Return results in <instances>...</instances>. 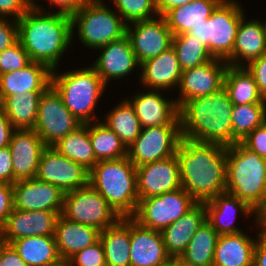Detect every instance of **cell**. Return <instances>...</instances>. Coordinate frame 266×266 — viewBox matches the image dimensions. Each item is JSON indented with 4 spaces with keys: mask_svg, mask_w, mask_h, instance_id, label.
<instances>
[{
    "mask_svg": "<svg viewBox=\"0 0 266 266\" xmlns=\"http://www.w3.org/2000/svg\"><path fill=\"white\" fill-rule=\"evenodd\" d=\"M16 129L12 126L4 110L0 111V148L8 147Z\"/></svg>",
    "mask_w": 266,
    "mask_h": 266,
    "instance_id": "cell-52",
    "label": "cell"
},
{
    "mask_svg": "<svg viewBox=\"0 0 266 266\" xmlns=\"http://www.w3.org/2000/svg\"><path fill=\"white\" fill-rule=\"evenodd\" d=\"M165 91L135 92L126 99L134 108L142 128L153 126H180L179 107L175 98H165Z\"/></svg>",
    "mask_w": 266,
    "mask_h": 266,
    "instance_id": "cell-17",
    "label": "cell"
},
{
    "mask_svg": "<svg viewBox=\"0 0 266 266\" xmlns=\"http://www.w3.org/2000/svg\"><path fill=\"white\" fill-rule=\"evenodd\" d=\"M206 221L204 203H197L180 219L171 223L161 233L167 254L178 259L187 248L191 238Z\"/></svg>",
    "mask_w": 266,
    "mask_h": 266,
    "instance_id": "cell-26",
    "label": "cell"
},
{
    "mask_svg": "<svg viewBox=\"0 0 266 266\" xmlns=\"http://www.w3.org/2000/svg\"><path fill=\"white\" fill-rule=\"evenodd\" d=\"M256 240L246 231L219 235L213 266H253Z\"/></svg>",
    "mask_w": 266,
    "mask_h": 266,
    "instance_id": "cell-29",
    "label": "cell"
},
{
    "mask_svg": "<svg viewBox=\"0 0 266 266\" xmlns=\"http://www.w3.org/2000/svg\"><path fill=\"white\" fill-rule=\"evenodd\" d=\"M258 19L242 17L232 51V66H246L266 52V37L263 23Z\"/></svg>",
    "mask_w": 266,
    "mask_h": 266,
    "instance_id": "cell-27",
    "label": "cell"
},
{
    "mask_svg": "<svg viewBox=\"0 0 266 266\" xmlns=\"http://www.w3.org/2000/svg\"><path fill=\"white\" fill-rule=\"evenodd\" d=\"M106 266H130V217H122L99 234Z\"/></svg>",
    "mask_w": 266,
    "mask_h": 266,
    "instance_id": "cell-30",
    "label": "cell"
},
{
    "mask_svg": "<svg viewBox=\"0 0 266 266\" xmlns=\"http://www.w3.org/2000/svg\"><path fill=\"white\" fill-rule=\"evenodd\" d=\"M33 6V0H0V17L19 20Z\"/></svg>",
    "mask_w": 266,
    "mask_h": 266,
    "instance_id": "cell-44",
    "label": "cell"
},
{
    "mask_svg": "<svg viewBox=\"0 0 266 266\" xmlns=\"http://www.w3.org/2000/svg\"><path fill=\"white\" fill-rule=\"evenodd\" d=\"M126 35L139 64L172 47L173 33L163 16L127 24Z\"/></svg>",
    "mask_w": 266,
    "mask_h": 266,
    "instance_id": "cell-14",
    "label": "cell"
},
{
    "mask_svg": "<svg viewBox=\"0 0 266 266\" xmlns=\"http://www.w3.org/2000/svg\"><path fill=\"white\" fill-rule=\"evenodd\" d=\"M192 0H156L157 11L159 16H163L167 11L183 6Z\"/></svg>",
    "mask_w": 266,
    "mask_h": 266,
    "instance_id": "cell-54",
    "label": "cell"
},
{
    "mask_svg": "<svg viewBox=\"0 0 266 266\" xmlns=\"http://www.w3.org/2000/svg\"><path fill=\"white\" fill-rule=\"evenodd\" d=\"M258 86L262 98L266 101V52L246 66Z\"/></svg>",
    "mask_w": 266,
    "mask_h": 266,
    "instance_id": "cell-47",
    "label": "cell"
},
{
    "mask_svg": "<svg viewBox=\"0 0 266 266\" xmlns=\"http://www.w3.org/2000/svg\"><path fill=\"white\" fill-rule=\"evenodd\" d=\"M231 119L235 144L266 121V103L233 105Z\"/></svg>",
    "mask_w": 266,
    "mask_h": 266,
    "instance_id": "cell-39",
    "label": "cell"
},
{
    "mask_svg": "<svg viewBox=\"0 0 266 266\" xmlns=\"http://www.w3.org/2000/svg\"><path fill=\"white\" fill-rule=\"evenodd\" d=\"M60 215L69 221L94 227L100 232L121 218L90 184L64 194Z\"/></svg>",
    "mask_w": 266,
    "mask_h": 266,
    "instance_id": "cell-9",
    "label": "cell"
},
{
    "mask_svg": "<svg viewBox=\"0 0 266 266\" xmlns=\"http://www.w3.org/2000/svg\"><path fill=\"white\" fill-rule=\"evenodd\" d=\"M175 155L181 187L197 203L226 192L227 146L182 138Z\"/></svg>",
    "mask_w": 266,
    "mask_h": 266,
    "instance_id": "cell-1",
    "label": "cell"
},
{
    "mask_svg": "<svg viewBox=\"0 0 266 266\" xmlns=\"http://www.w3.org/2000/svg\"><path fill=\"white\" fill-rule=\"evenodd\" d=\"M89 184L122 217H132L137 209L136 166L123 157L103 160L89 171Z\"/></svg>",
    "mask_w": 266,
    "mask_h": 266,
    "instance_id": "cell-4",
    "label": "cell"
},
{
    "mask_svg": "<svg viewBox=\"0 0 266 266\" xmlns=\"http://www.w3.org/2000/svg\"><path fill=\"white\" fill-rule=\"evenodd\" d=\"M47 9L33 0V6L17 20L18 38L31 61L54 70L72 47V22L71 16Z\"/></svg>",
    "mask_w": 266,
    "mask_h": 266,
    "instance_id": "cell-2",
    "label": "cell"
},
{
    "mask_svg": "<svg viewBox=\"0 0 266 266\" xmlns=\"http://www.w3.org/2000/svg\"><path fill=\"white\" fill-rule=\"evenodd\" d=\"M233 103L223 87L210 95L195 97L179 108L182 138L233 145Z\"/></svg>",
    "mask_w": 266,
    "mask_h": 266,
    "instance_id": "cell-3",
    "label": "cell"
},
{
    "mask_svg": "<svg viewBox=\"0 0 266 266\" xmlns=\"http://www.w3.org/2000/svg\"><path fill=\"white\" fill-rule=\"evenodd\" d=\"M241 143L266 159V121L249 133Z\"/></svg>",
    "mask_w": 266,
    "mask_h": 266,
    "instance_id": "cell-45",
    "label": "cell"
},
{
    "mask_svg": "<svg viewBox=\"0 0 266 266\" xmlns=\"http://www.w3.org/2000/svg\"><path fill=\"white\" fill-rule=\"evenodd\" d=\"M256 238L253 266H266V234L259 231Z\"/></svg>",
    "mask_w": 266,
    "mask_h": 266,
    "instance_id": "cell-53",
    "label": "cell"
},
{
    "mask_svg": "<svg viewBox=\"0 0 266 266\" xmlns=\"http://www.w3.org/2000/svg\"><path fill=\"white\" fill-rule=\"evenodd\" d=\"M103 1L89 0L71 16L72 38L77 30L85 48L96 50L126 35L127 23Z\"/></svg>",
    "mask_w": 266,
    "mask_h": 266,
    "instance_id": "cell-8",
    "label": "cell"
},
{
    "mask_svg": "<svg viewBox=\"0 0 266 266\" xmlns=\"http://www.w3.org/2000/svg\"><path fill=\"white\" fill-rule=\"evenodd\" d=\"M218 237L216 230L205 221L178 259L189 266H213Z\"/></svg>",
    "mask_w": 266,
    "mask_h": 266,
    "instance_id": "cell-35",
    "label": "cell"
},
{
    "mask_svg": "<svg viewBox=\"0 0 266 266\" xmlns=\"http://www.w3.org/2000/svg\"><path fill=\"white\" fill-rule=\"evenodd\" d=\"M3 110V100L1 98V94H0V111Z\"/></svg>",
    "mask_w": 266,
    "mask_h": 266,
    "instance_id": "cell-59",
    "label": "cell"
},
{
    "mask_svg": "<svg viewBox=\"0 0 266 266\" xmlns=\"http://www.w3.org/2000/svg\"><path fill=\"white\" fill-rule=\"evenodd\" d=\"M36 178L57 186L64 194L89 184V170L53 147H46L39 159Z\"/></svg>",
    "mask_w": 266,
    "mask_h": 266,
    "instance_id": "cell-13",
    "label": "cell"
},
{
    "mask_svg": "<svg viewBox=\"0 0 266 266\" xmlns=\"http://www.w3.org/2000/svg\"><path fill=\"white\" fill-rule=\"evenodd\" d=\"M158 266H172V258L165 262L164 264L158 265Z\"/></svg>",
    "mask_w": 266,
    "mask_h": 266,
    "instance_id": "cell-58",
    "label": "cell"
},
{
    "mask_svg": "<svg viewBox=\"0 0 266 266\" xmlns=\"http://www.w3.org/2000/svg\"><path fill=\"white\" fill-rule=\"evenodd\" d=\"M226 192L254 211L266 196V159L241 142L227 146Z\"/></svg>",
    "mask_w": 266,
    "mask_h": 266,
    "instance_id": "cell-5",
    "label": "cell"
},
{
    "mask_svg": "<svg viewBox=\"0 0 266 266\" xmlns=\"http://www.w3.org/2000/svg\"><path fill=\"white\" fill-rule=\"evenodd\" d=\"M264 31H265V37H266V21L263 23Z\"/></svg>",
    "mask_w": 266,
    "mask_h": 266,
    "instance_id": "cell-60",
    "label": "cell"
},
{
    "mask_svg": "<svg viewBox=\"0 0 266 266\" xmlns=\"http://www.w3.org/2000/svg\"><path fill=\"white\" fill-rule=\"evenodd\" d=\"M136 180L139 199L182 188L176 155L136 167Z\"/></svg>",
    "mask_w": 266,
    "mask_h": 266,
    "instance_id": "cell-16",
    "label": "cell"
},
{
    "mask_svg": "<svg viewBox=\"0 0 266 266\" xmlns=\"http://www.w3.org/2000/svg\"><path fill=\"white\" fill-rule=\"evenodd\" d=\"M52 147L89 171L98 163L89 137V123L82 124Z\"/></svg>",
    "mask_w": 266,
    "mask_h": 266,
    "instance_id": "cell-34",
    "label": "cell"
},
{
    "mask_svg": "<svg viewBox=\"0 0 266 266\" xmlns=\"http://www.w3.org/2000/svg\"><path fill=\"white\" fill-rule=\"evenodd\" d=\"M53 266H70L68 261L62 260L60 263Z\"/></svg>",
    "mask_w": 266,
    "mask_h": 266,
    "instance_id": "cell-57",
    "label": "cell"
},
{
    "mask_svg": "<svg viewBox=\"0 0 266 266\" xmlns=\"http://www.w3.org/2000/svg\"><path fill=\"white\" fill-rule=\"evenodd\" d=\"M172 266H189L182 263L179 259L172 258Z\"/></svg>",
    "mask_w": 266,
    "mask_h": 266,
    "instance_id": "cell-56",
    "label": "cell"
},
{
    "mask_svg": "<svg viewBox=\"0 0 266 266\" xmlns=\"http://www.w3.org/2000/svg\"><path fill=\"white\" fill-rule=\"evenodd\" d=\"M117 13L129 24L158 16L156 0H112Z\"/></svg>",
    "mask_w": 266,
    "mask_h": 266,
    "instance_id": "cell-41",
    "label": "cell"
},
{
    "mask_svg": "<svg viewBox=\"0 0 266 266\" xmlns=\"http://www.w3.org/2000/svg\"><path fill=\"white\" fill-rule=\"evenodd\" d=\"M52 70L51 85L61 96L65 107L82 124L99 121L95 117V108L106 89V84L90 65L81 69H72L64 73Z\"/></svg>",
    "mask_w": 266,
    "mask_h": 266,
    "instance_id": "cell-6",
    "label": "cell"
},
{
    "mask_svg": "<svg viewBox=\"0 0 266 266\" xmlns=\"http://www.w3.org/2000/svg\"><path fill=\"white\" fill-rule=\"evenodd\" d=\"M228 63L214 58L202 65L183 70L178 86L179 96L175 98L180 108L195 97L210 95L224 87V75Z\"/></svg>",
    "mask_w": 266,
    "mask_h": 266,
    "instance_id": "cell-15",
    "label": "cell"
},
{
    "mask_svg": "<svg viewBox=\"0 0 266 266\" xmlns=\"http://www.w3.org/2000/svg\"><path fill=\"white\" fill-rule=\"evenodd\" d=\"M175 49L182 70L194 68L213 60L208 48L188 33L173 35Z\"/></svg>",
    "mask_w": 266,
    "mask_h": 266,
    "instance_id": "cell-40",
    "label": "cell"
},
{
    "mask_svg": "<svg viewBox=\"0 0 266 266\" xmlns=\"http://www.w3.org/2000/svg\"><path fill=\"white\" fill-rule=\"evenodd\" d=\"M11 245L28 266H53L62 261L54 236L19 238Z\"/></svg>",
    "mask_w": 266,
    "mask_h": 266,
    "instance_id": "cell-32",
    "label": "cell"
},
{
    "mask_svg": "<svg viewBox=\"0 0 266 266\" xmlns=\"http://www.w3.org/2000/svg\"><path fill=\"white\" fill-rule=\"evenodd\" d=\"M100 231L94 227L69 221L61 215L55 224V240L62 260L67 261L75 253L99 240Z\"/></svg>",
    "mask_w": 266,
    "mask_h": 266,
    "instance_id": "cell-28",
    "label": "cell"
},
{
    "mask_svg": "<svg viewBox=\"0 0 266 266\" xmlns=\"http://www.w3.org/2000/svg\"><path fill=\"white\" fill-rule=\"evenodd\" d=\"M181 139L180 126L142 128L127 149V157L136 167L164 160L176 154Z\"/></svg>",
    "mask_w": 266,
    "mask_h": 266,
    "instance_id": "cell-12",
    "label": "cell"
},
{
    "mask_svg": "<svg viewBox=\"0 0 266 266\" xmlns=\"http://www.w3.org/2000/svg\"><path fill=\"white\" fill-rule=\"evenodd\" d=\"M14 208L12 184L0 183V229Z\"/></svg>",
    "mask_w": 266,
    "mask_h": 266,
    "instance_id": "cell-48",
    "label": "cell"
},
{
    "mask_svg": "<svg viewBox=\"0 0 266 266\" xmlns=\"http://www.w3.org/2000/svg\"><path fill=\"white\" fill-rule=\"evenodd\" d=\"M81 125L65 107L59 93L50 85L40 96L34 127L44 145L52 147Z\"/></svg>",
    "mask_w": 266,
    "mask_h": 266,
    "instance_id": "cell-11",
    "label": "cell"
},
{
    "mask_svg": "<svg viewBox=\"0 0 266 266\" xmlns=\"http://www.w3.org/2000/svg\"><path fill=\"white\" fill-rule=\"evenodd\" d=\"M254 217L255 222L253 223H256L255 226H257L258 231L266 234V196L262 204L255 210Z\"/></svg>",
    "mask_w": 266,
    "mask_h": 266,
    "instance_id": "cell-55",
    "label": "cell"
},
{
    "mask_svg": "<svg viewBox=\"0 0 266 266\" xmlns=\"http://www.w3.org/2000/svg\"><path fill=\"white\" fill-rule=\"evenodd\" d=\"M67 261L70 266H106L105 253L100 240L75 253Z\"/></svg>",
    "mask_w": 266,
    "mask_h": 266,
    "instance_id": "cell-43",
    "label": "cell"
},
{
    "mask_svg": "<svg viewBox=\"0 0 266 266\" xmlns=\"http://www.w3.org/2000/svg\"><path fill=\"white\" fill-rule=\"evenodd\" d=\"M89 137L96 160H115L127 156V148L103 121L89 123Z\"/></svg>",
    "mask_w": 266,
    "mask_h": 266,
    "instance_id": "cell-38",
    "label": "cell"
},
{
    "mask_svg": "<svg viewBox=\"0 0 266 266\" xmlns=\"http://www.w3.org/2000/svg\"><path fill=\"white\" fill-rule=\"evenodd\" d=\"M30 62L28 52L18 40L11 47L0 52V75L22 69Z\"/></svg>",
    "mask_w": 266,
    "mask_h": 266,
    "instance_id": "cell-42",
    "label": "cell"
},
{
    "mask_svg": "<svg viewBox=\"0 0 266 266\" xmlns=\"http://www.w3.org/2000/svg\"><path fill=\"white\" fill-rule=\"evenodd\" d=\"M0 183L13 184L12 155L9 146L0 148Z\"/></svg>",
    "mask_w": 266,
    "mask_h": 266,
    "instance_id": "cell-50",
    "label": "cell"
},
{
    "mask_svg": "<svg viewBox=\"0 0 266 266\" xmlns=\"http://www.w3.org/2000/svg\"><path fill=\"white\" fill-rule=\"evenodd\" d=\"M48 1L50 2L49 5L56 6L54 8H56L57 11L54 10V12L72 16L89 0H47V2Z\"/></svg>",
    "mask_w": 266,
    "mask_h": 266,
    "instance_id": "cell-51",
    "label": "cell"
},
{
    "mask_svg": "<svg viewBox=\"0 0 266 266\" xmlns=\"http://www.w3.org/2000/svg\"><path fill=\"white\" fill-rule=\"evenodd\" d=\"M52 70L45 64L31 61L14 72L0 75V94L4 101L8 96L22 92H44L51 85Z\"/></svg>",
    "mask_w": 266,
    "mask_h": 266,
    "instance_id": "cell-25",
    "label": "cell"
},
{
    "mask_svg": "<svg viewBox=\"0 0 266 266\" xmlns=\"http://www.w3.org/2000/svg\"><path fill=\"white\" fill-rule=\"evenodd\" d=\"M59 215L55 211H24L13 208L0 229V241L11 244L19 238L54 236Z\"/></svg>",
    "mask_w": 266,
    "mask_h": 266,
    "instance_id": "cell-19",
    "label": "cell"
},
{
    "mask_svg": "<svg viewBox=\"0 0 266 266\" xmlns=\"http://www.w3.org/2000/svg\"><path fill=\"white\" fill-rule=\"evenodd\" d=\"M96 50L101 53L90 65L106 85L112 80L120 79L121 81L131 72L140 69V64L127 35Z\"/></svg>",
    "mask_w": 266,
    "mask_h": 266,
    "instance_id": "cell-18",
    "label": "cell"
},
{
    "mask_svg": "<svg viewBox=\"0 0 266 266\" xmlns=\"http://www.w3.org/2000/svg\"><path fill=\"white\" fill-rule=\"evenodd\" d=\"M103 119V123L120 138L127 149L142 130L139 118L126 98L108 111Z\"/></svg>",
    "mask_w": 266,
    "mask_h": 266,
    "instance_id": "cell-37",
    "label": "cell"
},
{
    "mask_svg": "<svg viewBox=\"0 0 266 266\" xmlns=\"http://www.w3.org/2000/svg\"><path fill=\"white\" fill-rule=\"evenodd\" d=\"M0 266H28L11 244L0 241Z\"/></svg>",
    "mask_w": 266,
    "mask_h": 266,
    "instance_id": "cell-49",
    "label": "cell"
},
{
    "mask_svg": "<svg viewBox=\"0 0 266 266\" xmlns=\"http://www.w3.org/2000/svg\"><path fill=\"white\" fill-rule=\"evenodd\" d=\"M140 84L151 90L178 88L183 70L173 47L140 64ZM173 88V89H171Z\"/></svg>",
    "mask_w": 266,
    "mask_h": 266,
    "instance_id": "cell-23",
    "label": "cell"
},
{
    "mask_svg": "<svg viewBox=\"0 0 266 266\" xmlns=\"http://www.w3.org/2000/svg\"><path fill=\"white\" fill-rule=\"evenodd\" d=\"M196 204L197 202L183 188H180L159 196L139 199L132 218L143 227L162 232Z\"/></svg>",
    "mask_w": 266,
    "mask_h": 266,
    "instance_id": "cell-10",
    "label": "cell"
},
{
    "mask_svg": "<svg viewBox=\"0 0 266 266\" xmlns=\"http://www.w3.org/2000/svg\"><path fill=\"white\" fill-rule=\"evenodd\" d=\"M240 4L237 0H222L207 22L192 26L188 32L208 48L213 58L224 60L231 66L235 37L245 15Z\"/></svg>",
    "mask_w": 266,
    "mask_h": 266,
    "instance_id": "cell-7",
    "label": "cell"
},
{
    "mask_svg": "<svg viewBox=\"0 0 266 266\" xmlns=\"http://www.w3.org/2000/svg\"><path fill=\"white\" fill-rule=\"evenodd\" d=\"M9 148L12 155L13 183L36 177L40 156L46 148L34 129H16Z\"/></svg>",
    "mask_w": 266,
    "mask_h": 266,
    "instance_id": "cell-21",
    "label": "cell"
},
{
    "mask_svg": "<svg viewBox=\"0 0 266 266\" xmlns=\"http://www.w3.org/2000/svg\"><path fill=\"white\" fill-rule=\"evenodd\" d=\"M206 209V221L216 230L219 235L237 234L243 229L235 225L236 215L252 217L255 211L244 201L227 192L204 202ZM236 219V220H235Z\"/></svg>",
    "mask_w": 266,
    "mask_h": 266,
    "instance_id": "cell-24",
    "label": "cell"
},
{
    "mask_svg": "<svg viewBox=\"0 0 266 266\" xmlns=\"http://www.w3.org/2000/svg\"><path fill=\"white\" fill-rule=\"evenodd\" d=\"M224 88L233 105L266 103L254 77L245 66L228 65L224 75Z\"/></svg>",
    "mask_w": 266,
    "mask_h": 266,
    "instance_id": "cell-33",
    "label": "cell"
},
{
    "mask_svg": "<svg viewBox=\"0 0 266 266\" xmlns=\"http://www.w3.org/2000/svg\"><path fill=\"white\" fill-rule=\"evenodd\" d=\"M222 0H192L167 11L163 17L173 35L188 33L192 26L207 22L213 10Z\"/></svg>",
    "mask_w": 266,
    "mask_h": 266,
    "instance_id": "cell-31",
    "label": "cell"
},
{
    "mask_svg": "<svg viewBox=\"0 0 266 266\" xmlns=\"http://www.w3.org/2000/svg\"><path fill=\"white\" fill-rule=\"evenodd\" d=\"M43 92L28 91L8 96L3 101V110L15 129H34L38 103Z\"/></svg>",
    "mask_w": 266,
    "mask_h": 266,
    "instance_id": "cell-36",
    "label": "cell"
},
{
    "mask_svg": "<svg viewBox=\"0 0 266 266\" xmlns=\"http://www.w3.org/2000/svg\"><path fill=\"white\" fill-rule=\"evenodd\" d=\"M14 208L24 211H55L61 214L64 193L36 177L12 184Z\"/></svg>",
    "mask_w": 266,
    "mask_h": 266,
    "instance_id": "cell-20",
    "label": "cell"
},
{
    "mask_svg": "<svg viewBox=\"0 0 266 266\" xmlns=\"http://www.w3.org/2000/svg\"><path fill=\"white\" fill-rule=\"evenodd\" d=\"M130 236V266H158L171 259L165 249L162 233L143 227L132 217Z\"/></svg>",
    "mask_w": 266,
    "mask_h": 266,
    "instance_id": "cell-22",
    "label": "cell"
},
{
    "mask_svg": "<svg viewBox=\"0 0 266 266\" xmlns=\"http://www.w3.org/2000/svg\"><path fill=\"white\" fill-rule=\"evenodd\" d=\"M19 40L16 20L0 17V52Z\"/></svg>",
    "mask_w": 266,
    "mask_h": 266,
    "instance_id": "cell-46",
    "label": "cell"
}]
</instances>
